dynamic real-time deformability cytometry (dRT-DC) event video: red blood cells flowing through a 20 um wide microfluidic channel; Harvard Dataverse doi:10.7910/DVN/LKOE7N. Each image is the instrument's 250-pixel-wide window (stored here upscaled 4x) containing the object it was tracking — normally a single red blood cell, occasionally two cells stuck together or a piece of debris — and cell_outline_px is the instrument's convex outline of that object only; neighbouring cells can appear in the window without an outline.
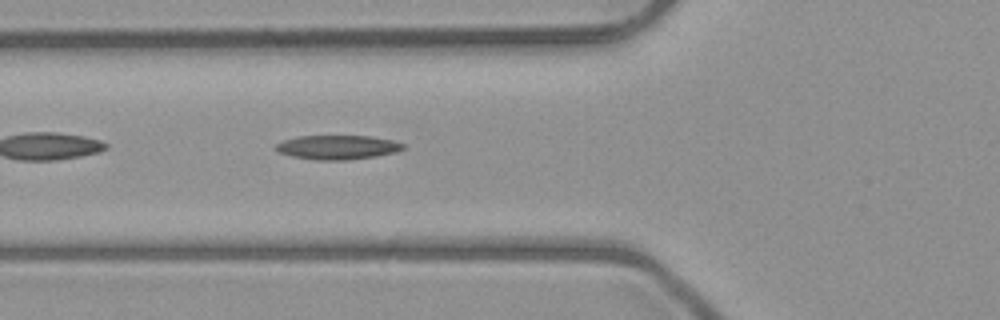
{"species": "common noctule bat (a hibernating species)", "species_latin": "Nyctalus noctula", "temperature_condition": "room temperature", "stored_images_in_passage": 5, "camera_frame_rate_fps": 3000, "um_per_image_px": 0.085, "animal": {"sex": "male", "body_mass_g": 23.1, "forearm_length_mm": 52.7}, "frame": {"image": 1, "passage_image": 5, "time_ms": 4.667, "image_size_px": [1000, 320], "cell_outline_px": [[404, 148], [396, 152], [376, 156], [348, 160], [316, 160], [292, 156], [280, 152], [276, 148], [276, 144], [284, 140], [296, 136], [368, 136], [392, 140], [404, 144]], "centroid_in_image_um": [28.7, 12.52], "position_along_channel_um": 97.1, "area_um2": 17.8}}